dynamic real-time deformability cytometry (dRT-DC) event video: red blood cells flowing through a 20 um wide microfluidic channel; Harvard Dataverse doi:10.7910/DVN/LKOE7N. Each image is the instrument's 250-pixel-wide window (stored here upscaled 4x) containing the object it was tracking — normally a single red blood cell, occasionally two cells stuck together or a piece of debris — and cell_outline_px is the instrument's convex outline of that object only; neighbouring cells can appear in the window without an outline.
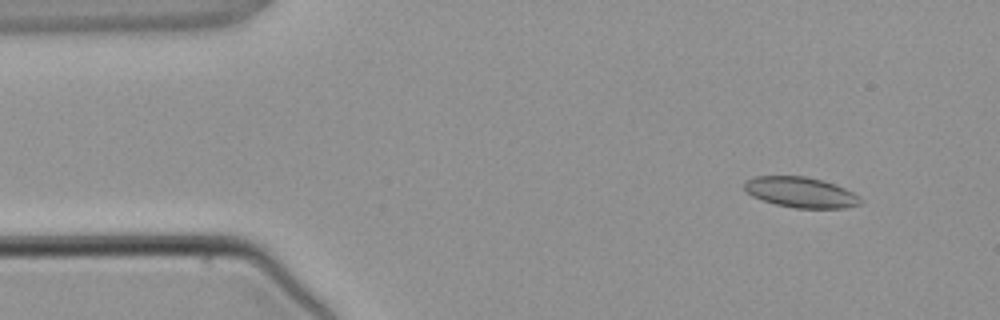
{"species": "common noctule bat (a hibernating species)", "species_latin": "Nyctalus noctula", "temperature_condition": "warm", "stored_images_in_passage": 4, "camera_frame_rate_fps": 3000, "um_per_image_px": 0.085, "animal": {"sex": "male", "body_mass_g": 21.5, "forearm_length_mm": 52.0}, "frame": {"image": 1, "passage_image": 2, "time_ms": 1.333, "image_size_px": [1000, 320], "cell_outline_px": [[864, 200], [860, 204], [844, 208], [796, 208], [776, 204], [752, 196], [744, 188], [744, 180], [756, 176], [804, 176], [836, 184], [860, 196]], "centroid_in_image_um": [68.08, 16.34], "position_along_channel_um": 16.9, "area_um2": 20.58}}
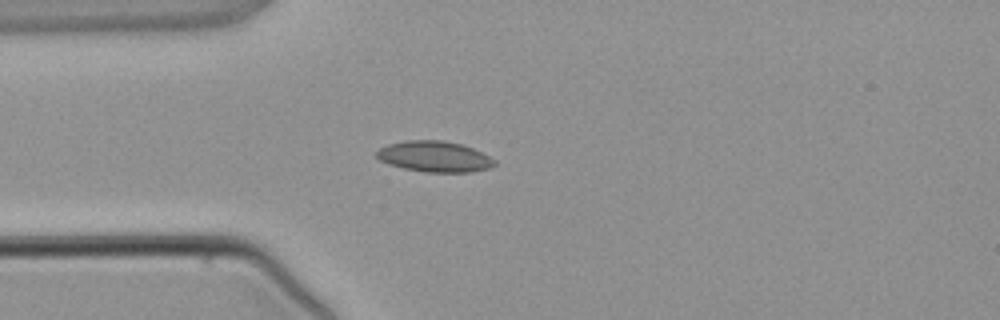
{"frame": {"image": 2, "passage_image": 4, "time_ms": 3.667, "image_size_px": [1000, 320], "cell_outline_px": [[496, 164], [488, 168], [472, 172], [428, 172], [404, 168], [388, 164], [380, 160], [376, 156], [376, 152], [380, 148], [388, 144], [404, 140], [444, 140], [464, 144], [496, 160]], "centroid_in_image_um": [36.93, 13.29], "position_along_channel_um": 48.1, "area_um2": 21.21}}